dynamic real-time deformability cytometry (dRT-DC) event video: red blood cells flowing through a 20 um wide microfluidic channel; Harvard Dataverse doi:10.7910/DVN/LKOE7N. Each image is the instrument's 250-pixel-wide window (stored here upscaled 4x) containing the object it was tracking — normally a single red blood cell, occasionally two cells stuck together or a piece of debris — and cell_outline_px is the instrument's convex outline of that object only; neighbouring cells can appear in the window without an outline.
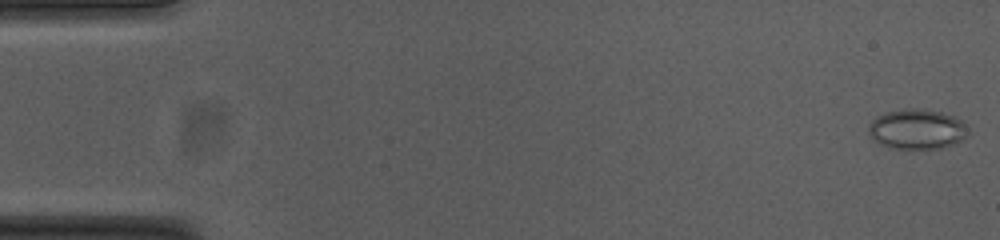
{"species": "common noctule bat (a hibernating species)", "species_latin": "Nyctalus noctula", "temperature_condition": "cold", "stored_images_in_passage": 47, "camera_frame_rate_fps": 3000, "um_per_image_px": 0.085, "animal": {"sex": "female", "body_mass_g": 23.0, "forearm_length_mm": 53.4}, "frame": {"image": 1, "passage_image": 1, "time_ms": 0.0, "image_size_px": [1000, 240], "cell_outline_px": [[968, 136], [952, 144], [940, 148], [888, 148], [880, 144], [868, 136], [868, 128], [872, 120], [876, 116], [888, 112], [908, 108], [916, 108], [940, 112], [952, 116], [960, 120]], "centroid_in_image_um": [77.86, 10.98], "position_along_channel_um": 7.1, "area_um2": 22.83}}
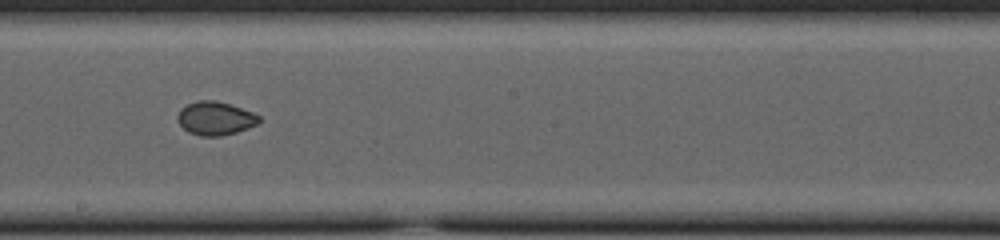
{"frame": {"image": 2, "passage_image": 30, "time_ms": 9.667, "image_size_px": [1000, 240], "cell_outline_px": [[260, 120], [256, 124], [248, 128], [236, 132], [220, 136], [200, 136], [188, 132], [176, 120], [176, 116], [180, 108], [196, 100], [216, 100], [252, 112], [260, 116]], "centroid_in_image_um": [18.26, 10.06], "position_along_channel_um": 229.9, "area_um2": 15.9}}
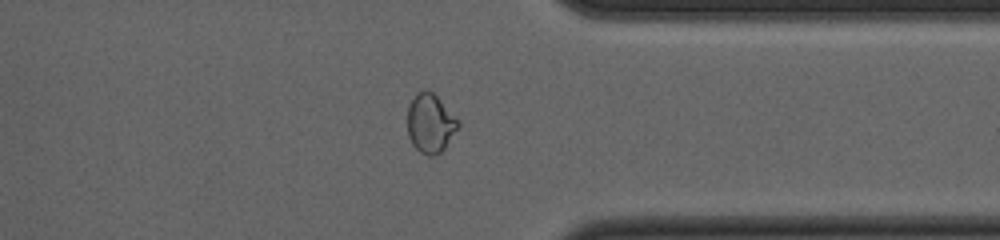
{"frame": {"image": 3, "passage_image": 42, "time_ms": 13.667, "image_size_px": [1000, 240], "cell_outline_px": [[460, 124], [444, 148], [440, 152], [432, 156], [428, 156], [420, 152], [412, 144], [408, 136], [408, 104], [416, 92], [424, 88], [428, 88], [436, 96]], "centroid_in_image_um": [36.52, 10.46], "position_along_channel_um": 374.9, "area_um2": 17.17}}